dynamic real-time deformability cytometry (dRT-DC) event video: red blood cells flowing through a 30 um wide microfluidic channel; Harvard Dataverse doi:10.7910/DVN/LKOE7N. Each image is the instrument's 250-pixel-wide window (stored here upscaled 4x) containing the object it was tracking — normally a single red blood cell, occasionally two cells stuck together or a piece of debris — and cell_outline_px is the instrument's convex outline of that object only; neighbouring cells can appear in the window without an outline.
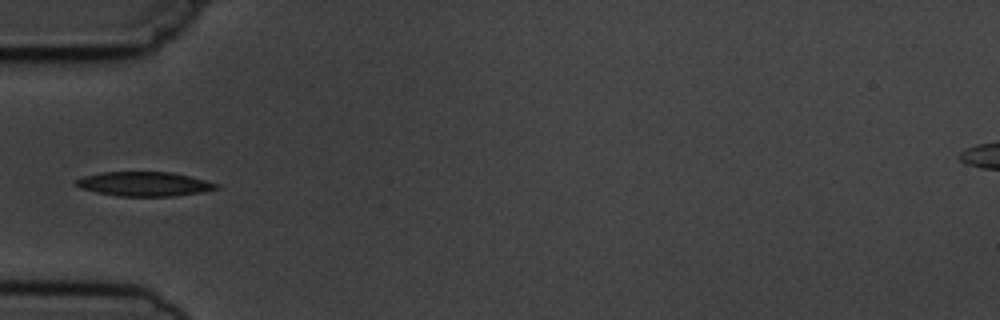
{"species": "common noctule bat (a hibernating species)", "species_latin": "Nyctalus noctula", "temperature_condition": "cold", "stored_images_in_passage": 5, "camera_frame_rate_fps": 3000, "um_per_image_px": 0.085, "animal": {"sex": "male", "body_mass_g": 19.5, "forearm_length_mm": 54.6}, "frame": {"image": 1, "passage_image": 5, "time_ms": 4.667, "image_size_px": [1000, 320], "cell_outline_px": [[220, 188], [200, 192], [176, 196], [120, 196], [96, 192], [80, 188], [76, 184], [76, 180], [84, 176], [100, 172], [172, 172], [220, 184]], "centroid_in_image_um": [12.27, 15.64], "position_along_channel_um": 72.7, "area_um2": 19.77}}